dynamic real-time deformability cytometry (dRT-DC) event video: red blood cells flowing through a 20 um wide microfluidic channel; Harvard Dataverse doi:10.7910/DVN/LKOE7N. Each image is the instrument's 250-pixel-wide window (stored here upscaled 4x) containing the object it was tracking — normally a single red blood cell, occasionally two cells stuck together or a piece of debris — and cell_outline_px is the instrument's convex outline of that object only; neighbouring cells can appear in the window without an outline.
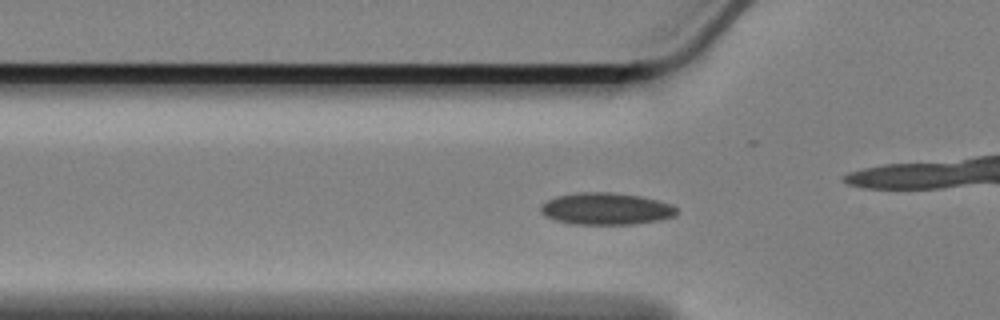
{"species": "Egyptian fruit bat (a non-hibernating species)", "species_latin": "Rousettus aegyptiacus", "temperature_condition": "cold", "stored_images_in_passage": 48, "camera_frame_rate_fps": 3000, "um_per_image_px": 0.085, "animal": {"sex": "female"}, "frame": {"image": 1, "passage_image": 7, "time_ms": 2.0, "image_size_px": [1000, 320], "cell_outline_px": [[680, 212], [676, 216], [660, 220], [636, 224], [572, 224], [556, 220], [544, 216], [540, 212], [540, 204], [556, 196], [580, 192], [608, 192], [640, 196], [672, 204]], "centroid_in_image_um": [51.52, 17.75], "position_along_channel_um": 74.3, "area_um2": 25.49}}
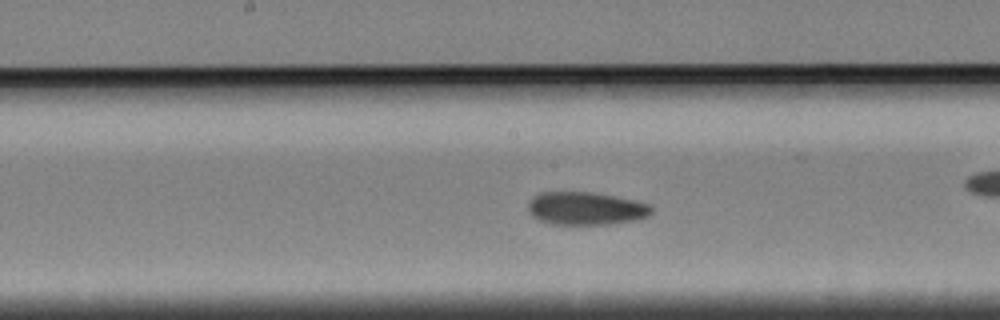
{"frame": {"image": 2, "passage_image": 18, "time_ms": 5.667, "image_size_px": [1000, 320], "cell_outline_px": [[652, 212], [648, 216], [636, 220], [608, 224], [552, 224], [540, 220], [532, 216], [528, 212], [528, 200], [532, 196], [540, 192], [592, 192], [636, 200], [648, 204], [652, 208]], "centroid_in_image_um": [49.76, 17.71], "position_along_channel_um": 198.4, "area_um2": 23.81}}
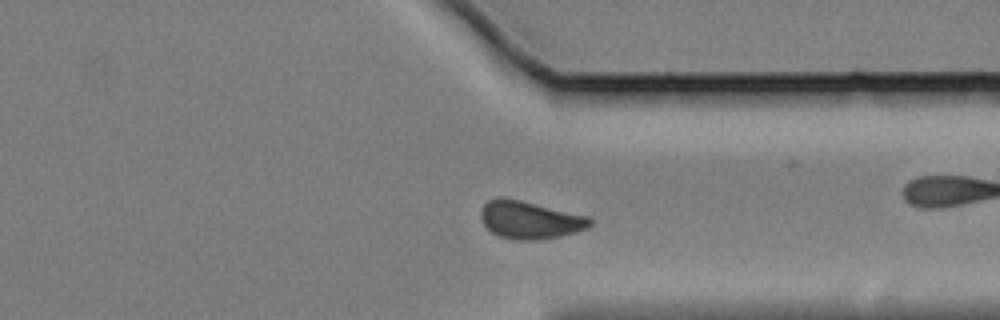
{"frame": {"image": 3, "passage_image": 33, "time_ms": 10.667, "image_size_px": [1000, 320], "cell_outline_px": [[592, 224], [588, 228], [576, 232], [560, 236], [532, 240], [516, 240], [500, 236], [492, 232], [484, 224], [480, 216], [480, 212], [484, 204], [488, 200], [500, 196], [504, 196], [592, 216]], "centroid_in_image_um": [45.07, 18.66], "position_along_channel_um": 366.3, "area_um2": 24.33}, "authors_computed_cell_mechanics": {"area_um2": 23.9581, "velocity_mm_per_s": 3.3656, "shape_relaxation_time_tau1_ms": 10.5503, "shape_relaxation_time_tau2_ms": 5.6655, "deformation_change_tau1": 0.1258, "deformation_change_tau2": 0.0815}}